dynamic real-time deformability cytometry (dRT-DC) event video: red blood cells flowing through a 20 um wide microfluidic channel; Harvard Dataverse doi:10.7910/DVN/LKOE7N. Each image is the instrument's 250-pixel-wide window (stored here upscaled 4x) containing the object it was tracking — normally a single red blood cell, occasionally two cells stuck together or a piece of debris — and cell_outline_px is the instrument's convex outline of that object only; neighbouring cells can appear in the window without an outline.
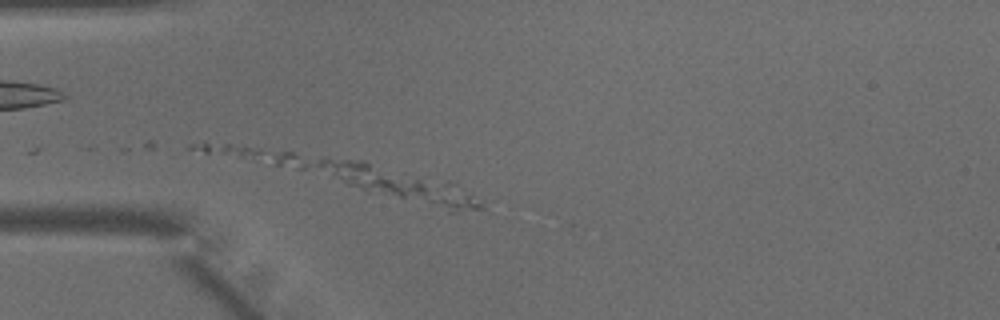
{"species": "common noctule bat (a hibernating species)", "species_latin": "Nyctalus noctula", "temperature_condition": "warm", "stored_images_in_passage": 20, "camera_frame_rate_fps": 3000, "um_per_image_px": 0.085, "animal": {"sex": "male", "body_mass_g": 15.6}, "frame": {"image": 1, "passage_image": 5, "time_ms": 1.333, "image_size_px": [1000, 320], "cell_outline_px": [[484, 208], [456, 212], [452, 212], [368, 192], [276, 164], [276, 156], [280, 152], [292, 152], [364, 160], [448, 184], [472, 196]], "centroid_in_image_um": [32.38, 15.36], "position_along_channel_um": 52.6, "area_um2": 35.89}}